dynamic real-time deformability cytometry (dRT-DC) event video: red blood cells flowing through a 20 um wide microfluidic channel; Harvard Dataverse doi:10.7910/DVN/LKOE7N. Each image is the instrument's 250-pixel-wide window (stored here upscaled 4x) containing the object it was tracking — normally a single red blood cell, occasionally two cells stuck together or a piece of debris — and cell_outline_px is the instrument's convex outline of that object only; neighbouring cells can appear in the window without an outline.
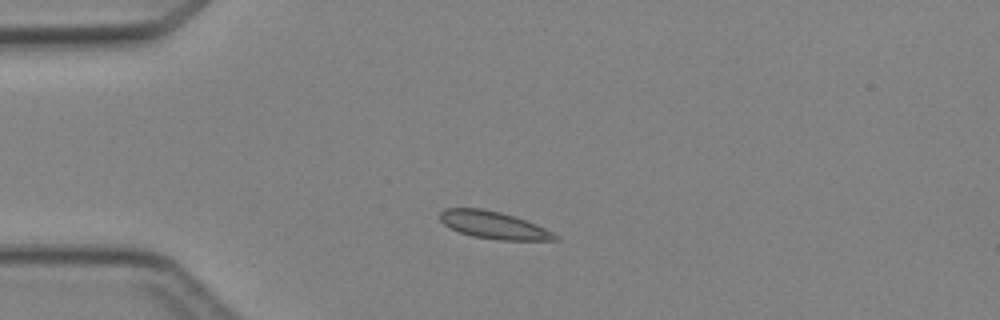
{"species": "Egyptian fruit bat (a non-hibernating species)", "species_latin": "Rousettus aegyptiacus", "temperature_condition": "cold", "stored_images_in_passage": 3, "camera_frame_rate_fps": 3000, "um_per_image_px": 0.085, "animal": {"sex": "female"}, "frame": {"image": 1, "passage_image": 1, "time_ms": 0.0, "image_size_px": [1000, 320], "cell_outline_px": [[560, 240], [500, 240], [472, 236], [460, 232], [444, 224], [440, 220], [440, 212], [444, 208], [480, 208], [500, 212], [516, 216], [536, 224], [560, 236]], "centroid_in_image_um": [41.98, 19.13], "position_along_channel_um": 43.0, "area_um2": 18.32}}
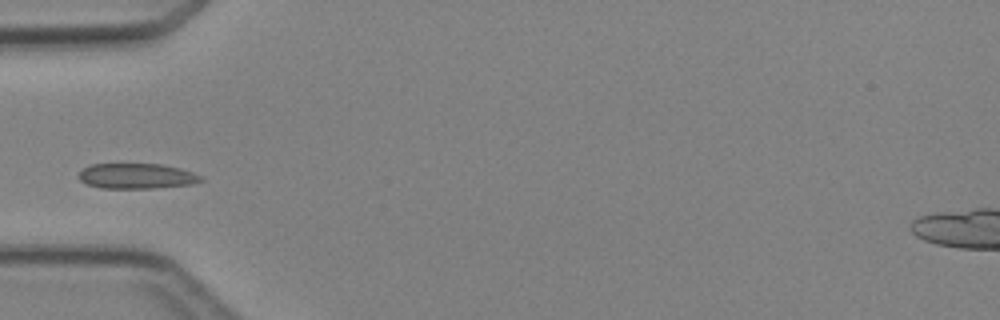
{"frame": {"image": 2, "passage_image": 2, "time_ms": 1.333, "image_size_px": [1000, 320], "cell_outline_px": [[204, 180], [192, 184], [152, 188], [100, 188], [88, 184], [80, 180], [76, 176], [84, 168], [92, 164], [160, 164], [180, 168], [192, 172], [200, 176]], "centroid_in_image_um": [11.59, 14.96], "position_along_channel_um": 73.4, "area_um2": 17.92}}
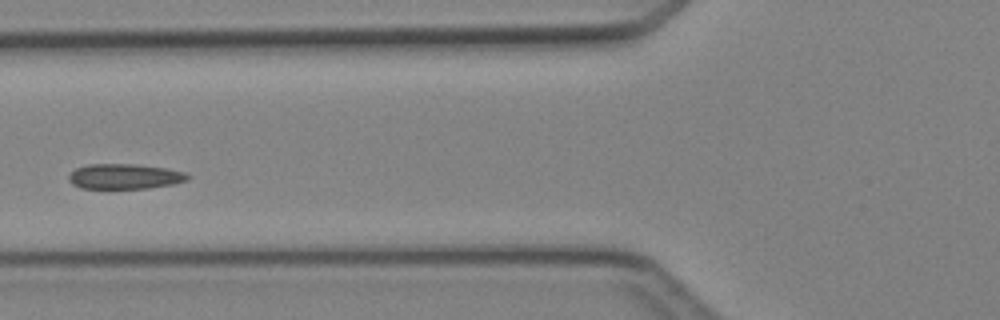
{"frame": {"image": 3, "passage_image": 3, "time_ms": 2.333, "image_size_px": [1000, 320], "cell_outline_px": [[192, 176], [188, 180], [172, 184], [148, 188], [80, 188], [72, 184], [68, 180], [68, 176], [76, 168], [88, 164], [132, 164], [164, 168], [184, 172]], "centroid_in_image_um": [10.58, 15.0], "position_along_channel_um": 115.2, "area_um2": 17.34}}